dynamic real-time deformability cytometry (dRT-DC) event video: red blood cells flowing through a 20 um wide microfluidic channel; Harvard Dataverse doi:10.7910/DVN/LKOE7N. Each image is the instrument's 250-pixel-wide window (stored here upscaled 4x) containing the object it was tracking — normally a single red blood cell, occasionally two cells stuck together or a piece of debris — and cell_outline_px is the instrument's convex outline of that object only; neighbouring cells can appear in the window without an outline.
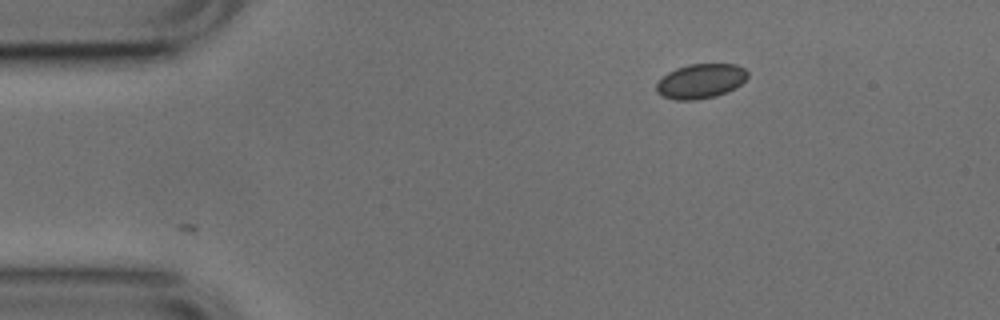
{"species": "common noctule bat (a hibernating species)", "species_latin": "Nyctalus noctula", "temperature_condition": "cold", "stored_images_in_passage": 3, "camera_frame_rate_fps": 3000, "um_per_image_px": 0.085, "animal": {"sex": "male", "body_mass_g": 17.9, "forearm_length_mm": 54.2}, "frame": {"image": 1, "passage_image": 1, "time_ms": 0.0, "image_size_px": [1000, 320], "cell_outline_px": [[748, 76], [736, 88], [728, 92], [716, 96], [696, 100], [676, 100], [664, 96], [656, 92], [656, 84], [668, 72], [676, 68], [688, 64], [736, 64], [744, 68], [748, 72]], "centroid_in_image_um": [59.57, 6.9], "position_along_channel_um": 25.4, "area_um2": 18.44}}
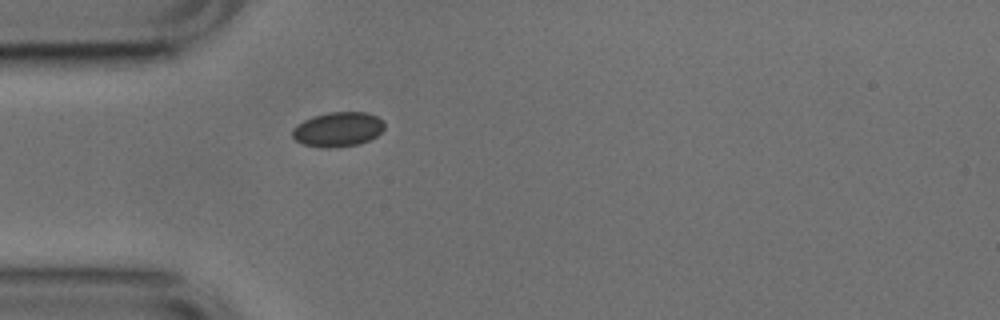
{"frame": {"image": 2, "passage_image": 3, "time_ms": 0.667, "image_size_px": [1000, 320], "cell_outline_px": [[384, 128], [376, 136], [360, 144], [336, 148], [328, 148], [304, 144], [296, 140], [292, 136], [292, 128], [296, 124], [312, 116], [328, 112], [368, 112], [384, 120]], "centroid_in_image_um": [28.72, 10.99], "position_along_channel_um": 56.3, "area_um2": 18.73}}